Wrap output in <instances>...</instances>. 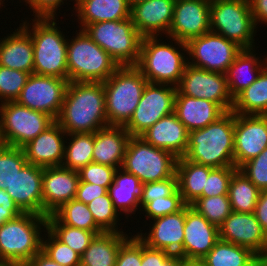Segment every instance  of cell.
Returning <instances> with one entry per match:
<instances>
[{
	"mask_svg": "<svg viewBox=\"0 0 267 266\" xmlns=\"http://www.w3.org/2000/svg\"><path fill=\"white\" fill-rule=\"evenodd\" d=\"M73 11L78 17L76 20L81 30L92 23L102 21H115L130 18V10L127 0H75Z\"/></svg>",
	"mask_w": 267,
	"mask_h": 266,
	"instance_id": "obj_29",
	"label": "cell"
},
{
	"mask_svg": "<svg viewBox=\"0 0 267 266\" xmlns=\"http://www.w3.org/2000/svg\"><path fill=\"white\" fill-rule=\"evenodd\" d=\"M67 133H95L107 126L102 82H69L55 120Z\"/></svg>",
	"mask_w": 267,
	"mask_h": 266,
	"instance_id": "obj_1",
	"label": "cell"
},
{
	"mask_svg": "<svg viewBox=\"0 0 267 266\" xmlns=\"http://www.w3.org/2000/svg\"><path fill=\"white\" fill-rule=\"evenodd\" d=\"M20 27L0 40V65L33 74V43L30 33Z\"/></svg>",
	"mask_w": 267,
	"mask_h": 266,
	"instance_id": "obj_26",
	"label": "cell"
},
{
	"mask_svg": "<svg viewBox=\"0 0 267 266\" xmlns=\"http://www.w3.org/2000/svg\"><path fill=\"white\" fill-rule=\"evenodd\" d=\"M184 259L178 254H170L165 260H157V266H182Z\"/></svg>",
	"mask_w": 267,
	"mask_h": 266,
	"instance_id": "obj_58",
	"label": "cell"
},
{
	"mask_svg": "<svg viewBox=\"0 0 267 266\" xmlns=\"http://www.w3.org/2000/svg\"><path fill=\"white\" fill-rule=\"evenodd\" d=\"M256 266H267V253L257 256Z\"/></svg>",
	"mask_w": 267,
	"mask_h": 266,
	"instance_id": "obj_60",
	"label": "cell"
},
{
	"mask_svg": "<svg viewBox=\"0 0 267 266\" xmlns=\"http://www.w3.org/2000/svg\"><path fill=\"white\" fill-rule=\"evenodd\" d=\"M174 113L190 132L215 122L225 111L206 99L176 94Z\"/></svg>",
	"mask_w": 267,
	"mask_h": 266,
	"instance_id": "obj_28",
	"label": "cell"
},
{
	"mask_svg": "<svg viewBox=\"0 0 267 266\" xmlns=\"http://www.w3.org/2000/svg\"><path fill=\"white\" fill-rule=\"evenodd\" d=\"M142 1H146V0H127L130 7Z\"/></svg>",
	"mask_w": 267,
	"mask_h": 266,
	"instance_id": "obj_62",
	"label": "cell"
},
{
	"mask_svg": "<svg viewBox=\"0 0 267 266\" xmlns=\"http://www.w3.org/2000/svg\"><path fill=\"white\" fill-rule=\"evenodd\" d=\"M140 137L154 147L169 151L176 158L185 156L189 143V131L174 112L162 117Z\"/></svg>",
	"mask_w": 267,
	"mask_h": 266,
	"instance_id": "obj_25",
	"label": "cell"
},
{
	"mask_svg": "<svg viewBox=\"0 0 267 266\" xmlns=\"http://www.w3.org/2000/svg\"><path fill=\"white\" fill-rule=\"evenodd\" d=\"M67 79L30 74L16 101L57 119L63 105Z\"/></svg>",
	"mask_w": 267,
	"mask_h": 266,
	"instance_id": "obj_15",
	"label": "cell"
},
{
	"mask_svg": "<svg viewBox=\"0 0 267 266\" xmlns=\"http://www.w3.org/2000/svg\"><path fill=\"white\" fill-rule=\"evenodd\" d=\"M66 137L63 167L79 171L93 162L94 133H72Z\"/></svg>",
	"mask_w": 267,
	"mask_h": 266,
	"instance_id": "obj_37",
	"label": "cell"
},
{
	"mask_svg": "<svg viewBox=\"0 0 267 266\" xmlns=\"http://www.w3.org/2000/svg\"><path fill=\"white\" fill-rule=\"evenodd\" d=\"M182 266H205V265L201 260H186V259H184Z\"/></svg>",
	"mask_w": 267,
	"mask_h": 266,
	"instance_id": "obj_61",
	"label": "cell"
},
{
	"mask_svg": "<svg viewBox=\"0 0 267 266\" xmlns=\"http://www.w3.org/2000/svg\"><path fill=\"white\" fill-rule=\"evenodd\" d=\"M176 93L174 86L148 82L131 119L124 128L131 136H140L162 117L174 112Z\"/></svg>",
	"mask_w": 267,
	"mask_h": 266,
	"instance_id": "obj_13",
	"label": "cell"
},
{
	"mask_svg": "<svg viewBox=\"0 0 267 266\" xmlns=\"http://www.w3.org/2000/svg\"><path fill=\"white\" fill-rule=\"evenodd\" d=\"M175 1L146 0L131 6L130 18L135 29L143 37L163 34L166 37L172 24Z\"/></svg>",
	"mask_w": 267,
	"mask_h": 266,
	"instance_id": "obj_23",
	"label": "cell"
},
{
	"mask_svg": "<svg viewBox=\"0 0 267 266\" xmlns=\"http://www.w3.org/2000/svg\"><path fill=\"white\" fill-rule=\"evenodd\" d=\"M142 183L131 173L118 168L114 174L113 183L109 186L108 193L114 208L120 214H126V218L138 210L140 205Z\"/></svg>",
	"mask_w": 267,
	"mask_h": 266,
	"instance_id": "obj_31",
	"label": "cell"
},
{
	"mask_svg": "<svg viewBox=\"0 0 267 266\" xmlns=\"http://www.w3.org/2000/svg\"><path fill=\"white\" fill-rule=\"evenodd\" d=\"M102 83L109 126H125L131 119L148 80L136 66H119Z\"/></svg>",
	"mask_w": 267,
	"mask_h": 266,
	"instance_id": "obj_6",
	"label": "cell"
},
{
	"mask_svg": "<svg viewBox=\"0 0 267 266\" xmlns=\"http://www.w3.org/2000/svg\"><path fill=\"white\" fill-rule=\"evenodd\" d=\"M170 254L165 250L150 248L142 242L141 266H157V260H165Z\"/></svg>",
	"mask_w": 267,
	"mask_h": 266,
	"instance_id": "obj_53",
	"label": "cell"
},
{
	"mask_svg": "<svg viewBox=\"0 0 267 266\" xmlns=\"http://www.w3.org/2000/svg\"><path fill=\"white\" fill-rule=\"evenodd\" d=\"M186 205L178 212L153 219L149 233L136 236L148 247L178 254L183 258Z\"/></svg>",
	"mask_w": 267,
	"mask_h": 266,
	"instance_id": "obj_21",
	"label": "cell"
},
{
	"mask_svg": "<svg viewBox=\"0 0 267 266\" xmlns=\"http://www.w3.org/2000/svg\"><path fill=\"white\" fill-rule=\"evenodd\" d=\"M29 75L0 65V102L16 101Z\"/></svg>",
	"mask_w": 267,
	"mask_h": 266,
	"instance_id": "obj_44",
	"label": "cell"
},
{
	"mask_svg": "<svg viewBox=\"0 0 267 266\" xmlns=\"http://www.w3.org/2000/svg\"><path fill=\"white\" fill-rule=\"evenodd\" d=\"M31 20L30 25L26 19L21 24L30 33L33 43V73L68 80V38L57 26V19L45 17Z\"/></svg>",
	"mask_w": 267,
	"mask_h": 266,
	"instance_id": "obj_3",
	"label": "cell"
},
{
	"mask_svg": "<svg viewBox=\"0 0 267 266\" xmlns=\"http://www.w3.org/2000/svg\"><path fill=\"white\" fill-rule=\"evenodd\" d=\"M236 170L237 168L235 166L213 168L209 172L200 197L228 195L229 183Z\"/></svg>",
	"mask_w": 267,
	"mask_h": 266,
	"instance_id": "obj_45",
	"label": "cell"
},
{
	"mask_svg": "<svg viewBox=\"0 0 267 266\" xmlns=\"http://www.w3.org/2000/svg\"><path fill=\"white\" fill-rule=\"evenodd\" d=\"M186 46L188 64L222 74L227 72L242 51L236 43L211 31L189 40Z\"/></svg>",
	"mask_w": 267,
	"mask_h": 266,
	"instance_id": "obj_12",
	"label": "cell"
},
{
	"mask_svg": "<svg viewBox=\"0 0 267 266\" xmlns=\"http://www.w3.org/2000/svg\"><path fill=\"white\" fill-rule=\"evenodd\" d=\"M89 211L92 213L96 225L103 232H119L124 233L119 229V216L118 212L113 205L109 193L99 196L87 204ZM119 214V215H118ZM118 224V225H117ZM121 230V231H120Z\"/></svg>",
	"mask_w": 267,
	"mask_h": 266,
	"instance_id": "obj_40",
	"label": "cell"
},
{
	"mask_svg": "<svg viewBox=\"0 0 267 266\" xmlns=\"http://www.w3.org/2000/svg\"><path fill=\"white\" fill-rule=\"evenodd\" d=\"M44 232L47 233H44L45 236L42 237L41 250L49 258L62 266H80L81 256L79 254L62 243L48 228Z\"/></svg>",
	"mask_w": 267,
	"mask_h": 266,
	"instance_id": "obj_42",
	"label": "cell"
},
{
	"mask_svg": "<svg viewBox=\"0 0 267 266\" xmlns=\"http://www.w3.org/2000/svg\"><path fill=\"white\" fill-rule=\"evenodd\" d=\"M183 259L202 260L219 240V228L186 205Z\"/></svg>",
	"mask_w": 267,
	"mask_h": 266,
	"instance_id": "obj_22",
	"label": "cell"
},
{
	"mask_svg": "<svg viewBox=\"0 0 267 266\" xmlns=\"http://www.w3.org/2000/svg\"><path fill=\"white\" fill-rule=\"evenodd\" d=\"M131 135L124 126H107L94 133L93 162L121 168Z\"/></svg>",
	"mask_w": 267,
	"mask_h": 266,
	"instance_id": "obj_27",
	"label": "cell"
},
{
	"mask_svg": "<svg viewBox=\"0 0 267 266\" xmlns=\"http://www.w3.org/2000/svg\"><path fill=\"white\" fill-rule=\"evenodd\" d=\"M177 159L169 151L150 145L142 137L131 136L121 168L146 184L172 177L176 173Z\"/></svg>",
	"mask_w": 267,
	"mask_h": 266,
	"instance_id": "obj_10",
	"label": "cell"
},
{
	"mask_svg": "<svg viewBox=\"0 0 267 266\" xmlns=\"http://www.w3.org/2000/svg\"><path fill=\"white\" fill-rule=\"evenodd\" d=\"M178 189L176 173L165 180L142 184L140 205L141 209L153 199H159L172 195Z\"/></svg>",
	"mask_w": 267,
	"mask_h": 266,
	"instance_id": "obj_49",
	"label": "cell"
},
{
	"mask_svg": "<svg viewBox=\"0 0 267 266\" xmlns=\"http://www.w3.org/2000/svg\"><path fill=\"white\" fill-rule=\"evenodd\" d=\"M176 90V94L217 103L225 112L233 108V98L228 91L226 75L222 73L187 64Z\"/></svg>",
	"mask_w": 267,
	"mask_h": 266,
	"instance_id": "obj_14",
	"label": "cell"
},
{
	"mask_svg": "<svg viewBox=\"0 0 267 266\" xmlns=\"http://www.w3.org/2000/svg\"><path fill=\"white\" fill-rule=\"evenodd\" d=\"M54 121L48 114L17 101L0 103V130L7 146L23 148Z\"/></svg>",
	"mask_w": 267,
	"mask_h": 266,
	"instance_id": "obj_11",
	"label": "cell"
},
{
	"mask_svg": "<svg viewBox=\"0 0 267 266\" xmlns=\"http://www.w3.org/2000/svg\"><path fill=\"white\" fill-rule=\"evenodd\" d=\"M108 192L106 187L91 184L88 182H79L78 189L76 191L75 199L88 204L95 198L105 195Z\"/></svg>",
	"mask_w": 267,
	"mask_h": 266,
	"instance_id": "obj_52",
	"label": "cell"
},
{
	"mask_svg": "<svg viewBox=\"0 0 267 266\" xmlns=\"http://www.w3.org/2000/svg\"><path fill=\"white\" fill-rule=\"evenodd\" d=\"M172 41L167 44L161 42L158 36L143 37L136 67L149 83L174 87L179 83L188 64L187 46L179 40L172 39Z\"/></svg>",
	"mask_w": 267,
	"mask_h": 266,
	"instance_id": "obj_4",
	"label": "cell"
},
{
	"mask_svg": "<svg viewBox=\"0 0 267 266\" xmlns=\"http://www.w3.org/2000/svg\"><path fill=\"white\" fill-rule=\"evenodd\" d=\"M2 204H4V206H17L8 192L0 188V206Z\"/></svg>",
	"mask_w": 267,
	"mask_h": 266,
	"instance_id": "obj_59",
	"label": "cell"
},
{
	"mask_svg": "<svg viewBox=\"0 0 267 266\" xmlns=\"http://www.w3.org/2000/svg\"><path fill=\"white\" fill-rule=\"evenodd\" d=\"M23 212L18 206H0V226L6 221L13 220L15 217L20 216Z\"/></svg>",
	"mask_w": 267,
	"mask_h": 266,
	"instance_id": "obj_56",
	"label": "cell"
},
{
	"mask_svg": "<svg viewBox=\"0 0 267 266\" xmlns=\"http://www.w3.org/2000/svg\"><path fill=\"white\" fill-rule=\"evenodd\" d=\"M67 0H24L32 9L34 18H57V10L61 5H64ZM74 1V0H71Z\"/></svg>",
	"mask_w": 267,
	"mask_h": 266,
	"instance_id": "obj_51",
	"label": "cell"
},
{
	"mask_svg": "<svg viewBox=\"0 0 267 266\" xmlns=\"http://www.w3.org/2000/svg\"><path fill=\"white\" fill-rule=\"evenodd\" d=\"M142 241L136 235L129 237L121 244L115 266H141Z\"/></svg>",
	"mask_w": 267,
	"mask_h": 266,
	"instance_id": "obj_50",
	"label": "cell"
},
{
	"mask_svg": "<svg viewBox=\"0 0 267 266\" xmlns=\"http://www.w3.org/2000/svg\"><path fill=\"white\" fill-rule=\"evenodd\" d=\"M116 167L91 162L82 167L79 172L80 182H88L109 189L113 183Z\"/></svg>",
	"mask_w": 267,
	"mask_h": 266,
	"instance_id": "obj_48",
	"label": "cell"
},
{
	"mask_svg": "<svg viewBox=\"0 0 267 266\" xmlns=\"http://www.w3.org/2000/svg\"><path fill=\"white\" fill-rule=\"evenodd\" d=\"M256 28L249 0H211V32L224 36L242 49H254Z\"/></svg>",
	"mask_w": 267,
	"mask_h": 266,
	"instance_id": "obj_9",
	"label": "cell"
},
{
	"mask_svg": "<svg viewBox=\"0 0 267 266\" xmlns=\"http://www.w3.org/2000/svg\"><path fill=\"white\" fill-rule=\"evenodd\" d=\"M186 204L183 202L182 196L177 189L172 195L167 197L153 199L148 202L141 211H143L148 219H155L168 214L180 211ZM144 209V210H143Z\"/></svg>",
	"mask_w": 267,
	"mask_h": 266,
	"instance_id": "obj_46",
	"label": "cell"
},
{
	"mask_svg": "<svg viewBox=\"0 0 267 266\" xmlns=\"http://www.w3.org/2000/svg\"><path fill=\"white\" fill-rule=\"evenodd\" d=\"M66 136L67 133L54 121L23 147L27 163L43 168L62 166Z\"/></svg>",
	"mask_w": 267,
	"mask_h": 266,
	"instance_id": "obj_24",
	"label": "cell"
},
{
	"mask_svg": "<svg viewBox=\"0 0 267 266\" xmlns=\"http://www.w3.org/2000/svg\"><path fill=\"white\" fill-rule=\"evenodd\" d=\"M53 215L64 225L91 232H103L96 225L87 204L76 199L64 203Z\"/></svg>",
	"mask_w": 267,
	"mask_h": 266,
	"instance_id": "obj_39",
	"label": "cell"
},
{
	"mask_svg": "<svg viewBox=\"0 0 267 266\" xmlns=\"http://www.w3.org/2000/svg\"><path fill=\"white\" fill-rule=\"evenodd\" d=\"M254 214L261 224L264 233L267 235V190L261 191L255 206Z\"/></svg>",
	"mask_w": 267,
	"mask_h": 266,
	"instance_id": "obj_54",
	"label": "cell"
},
{
	"mask_svg": "<svg viewBox=\"0 0 267 266\" xmlns=\"http://www.w3.org/2000/svg\"><path fill=\"white\" fill-rule=\"evenodd\" d=\"M235 114L267 115V66L257 79L233 99Z\"/></svg>",
	"mask_w": 267,
	"mask_h": 266,
	"instance_id": "obj_34",
	"label": "cell"
},
{
	"mask_svg": "<svg viewBox=\"0 0 267 266\" xmlns=\"http://www.w3.org/2000/svg\"><path fill=\"white\" fill-rule=\"evenodd\" d=\"M267 147V115L234 113V165L239 169Z\"/></svg>",
	"mask_w": 267,
	"mask_h": 266,
	"instance_id": "obj_16",
	"label": "cell"
},
{
	"mask_svg": "<svg viewBox=\"0 0 267 266\" xmlns=\"http://www.w3.org/2000/svg\"><path fill=\"white\" fill-rule=\"evenodd\" d=\"M80 182L79 172L63 166L43 168V216L53 214L64 203L75 199Z\"/></svg>",
	"mask_w": 267,
	"mask_h": 266,
	"instance_id": "obj_20",
	"label": "cell"
},
{
	"mask_svg": "<svg viewBox=\"0 0 267 266\" xmlns=\"http://www.w3.org/2000/svg\"><path fill=\"white\" fill-rule=\"evenodd\" d=\"M254 23L267 25V0H249Z\"/></svg>",
	"mask_w": 267,
	"mask_h": 266,
	"instance_id": "obj_55",
	"label": "cell"
},
{
	"mask_svg": "<svg viewBox=\"0 0 267 266\" xmlns=\"http://www.w3.org/2000/svg\"><path fill=\"white\" fill-rule=\"evenodd\" d=\"M128 234L103 232L94 237L80 258V266H115L121 244Z\"/></svg>",
	"mask_w": 267,
	"mask_h": 266,
	"instance_id": "obj_32",
	"label": "cell"
},
{
	"mask_svg": "<svg viewBox=\"0 0 267 266\" xmlns=\"http://www.w3.org/2000/svg\"><path fill=\"white\" fill-rule=\"evenodd\" d=\"M46 228L47 217L34 213H22L6 221L0 226V261L25 266L41 250V234Z\"/></svg>",
	"mask_w": 267,
	"mask_h": 266,
	"instance_id": "obj_5",
	"label": "cell"
},
{
	"mask_svg": "<svg viewBox=\"0 0 267 266\" xmlns=\"http://www.w3.org/2000/svg\"><path fill=\"white\" fill-rule=\"evenodd\" d=\"M5 0H0V7L1 6H4L3 3H4Z\"/></svg>",
	"mask_w": 267,
	"mask_h": 266,
	"instance_id": "obj_64",
	"label": "cell"
},
{
	"mask_svg": "<svg viewBox=\"0 0 267 266\" xmlns=\"http://www.w3.org/2000/svg\"><path fill=\"white\" fill-rule=\"evenodd\" d=\"M191 207L218 228L233 212L228 195L199 197L191 204Z\"/></svg>",
	"mask_w": 267,
	"mask_h": 266,
	"instance_id": "obj_41",
	"label": "cell"
},
{
	"mask_svg": "<svg viewBox=\"0 0 267 266\" xmlns=\"http://www.w3.org/2000/svg\"><path fill=\"white\" fill-rule=\"evenodd\" d=\"M257 256L249 248L219 239L201 261L205 266H256Z\"/></svg>",
	"mask_w": 267,
	"mask_h": 266,
	"instance_id": "obj_35",
	"label": "cell"
},
{
	"mask_svg": "<svg viewBox=\"0 0 267 266\" xmlns=\"http://www.w3.org/2000/svg\"><path fill=\"white\" fill-rule=\"evenodd\" d=\"M47 228L64 244L80 256L91 241L103 232H91L62 224L53 214L47 216Z\"/></svg>",
	"mask_w": 267,
	"mask_h": 266,
	"instance_id": "obj_38",
	"label": "cell"
},
{
	"mask_svg": "<svg viewBox=\"0 0 267 266\" xmlns=\"http://www.w3.org/2000/svg\"><path fill=\"white\" fill-rule=\"evenodd\" d=\"M239 170L260 190H267V147L255 158L245 162Z\"/></svg>",
	"mask_w": 267,
	"mask_h": 266,
	"instance_id": "obj_47",
	"label": "cell"
},
{
	"mask_svg": "<svg viewBox=\"0 0 267 266\" xmlns=\"http://www.w3.org/2000/svg\"><path fill=\"white\" fill-rule=\"evenodd\" d=\"M118 66H136L143 36L131 18L92 23L82 29Z\"/></svg>",
	"mask_w": 267,
	"mask_h": 266,
	"instance_id": "obj_8",
	"label": "cell"
},
{
	"mask_svg": "<svg viewBox=\"0 0 267 266\" xmlns=\"http://www.w3.org/2000/svg\"><path fill=\"white\" fill-rule=\"evenodd\" d=\"M261 191L237 169L230 180L228 197L233 212L252 213Z\"/></svg>",
	"mask_w": 267,
	"mask_h": 266,
	"instance_id": "obj_36",
	"label": "cell"
},
{
	"mask_svg": "<svg viewBox=\"0 0 267 266\" xmlns=\"http://www.w3.org/2000/svg\"><path fill=\"white\" fill-rule=\"evenodd\" d=\"M212 169L213 167L191 162L185 157L177 159L178 190L186 205H191L202 195L206 179Z\"/></svg>",
	"mask_w": 267,
	"mask_h": 266,
	"instance_id": "obj_33",
	"label": "cell"
},
{
	"mask_svg": "<svg viewBox=\"0 0 267 266\" xmlns=\"http://www.w3.org/2000/svg\"><path fill=\"white\" fill-rule=\"evenodd\" d=\"M219 239L249 248L256 255L267 253V235L254 212H232L219 227Z\"/></svg>",
	"mask_w": 267,
	"mask_h": 266,
	"instance_id": "obj_18",
	"label": "cell"
},
{
	"mask_svg": "<svg viewBox=\"0 0 267 266\" xmlns=\"http://www.w3.org/2000/svg\"><path fill=\"white\" fill-rule=\"evenodd\" d=\"M25 266H62L40 250Z\"/></svg>",
	"mask_w": 267,
	"mask_h": 266,
	"instance_id": "obj_57",
	"label": "cell"
},
{
	"mask_svg": "<svg viewBox=\"0 0 267 266\" xmlns=\"http://www.w3.org/2000/svg\"><path fill=\"white\" fill-rule=\"evenodd\" d=\"M27 163L23 148L4 145L0 149V188L6 189L7 182Z\"/></svg>",
	"mask_w": 267,
	"mask_h": 266,
	"instance_id": "obj_43",
	"label": "cell"
},
{
	"mask_svg": "<svg viewBox=\"0 0 267 266\" xmlns=\"http://www.w3.org/2000/svg\"><path fill=\"white\" fill-rule=\"evenodd\" d=\"M265 67L266 58L256 57L255 48L242 49L225 73L230 96L234 99L250 86Z\"/></svg>",
	"mask_w": 267,
	"mask_h": 266,
	"instance_id": "obj_30",
	"label": "cell"
},
{
	"mask_svg": "<svg viewBox=\"0 0 267 266\" xmlns=\"http://www.w3.org/2000/svg\"><path fill=\"white\" fill-rule=\"evenodd\" d=\"M67 41L69 82H104L119 67L118 64L83 30Z\"/></svg>",
	"mask_w": 267,
	"mask_h": 266,
	"instance_id": "obj_7",
	"label": "cell"
},
{
	"mask_svg": "<svg viewBox=\"0 0 267 266\" xmlns=\"http://www.w3.org/2000/svg\"><path fill=\"white\" fill-rule=\"evenodd\" d=\"M187 160L213 168L234 165V112L227 111L215 122L189 132Z\"/></svg>",
	"mask_w": 267,
	"mask_h": 266,
	"instance_id": "obj_2",
	"label": "cell"
},
{
	"mask_svg": "<svg viewBox=\"0 0 267 266\" xmlns=\"http://www.w3.org/2000/svg\"><path fill=\"white\" fill-rule=\"evenodd\" d=\"M43 167L26 163L6 184L5 191L23 213L43 216Z\"/></svg>",
	"mask_w": 267,
	"mask_h": 266,
	"instance_id": "obj_19",
	"label": "cell"
},
{
	"mask_svg": "<svg viewBox=\"0 0 267 266\" xmlns=\"http://www.w3.org/2000/svg\"><path fill=\"white\" fill-rule=\"evenodd\" d=\"M4 141H3V138H2V134H1V130H0V149L4 146Z\"/></svg>",
	"mask_w": 267,
	"mask_h": 266,
	"instance_id": "obj_63",
	"label": "cell"
},
{
	"mask_svg": "<svg viewBox=\"0 0 267 266\" xmlns=\"http://www.w3.org/2000/svg\"><path fill=\"white\" fill-rule=\"evenodd\" d=\"M211 0H176L167 39L187 43L210 32Z\"/></svg>",
	"mask_w": 267,
	"mask_h": 266,
	"instance_id": "obj_17",
	"label": "cell"
}]
</instances>
